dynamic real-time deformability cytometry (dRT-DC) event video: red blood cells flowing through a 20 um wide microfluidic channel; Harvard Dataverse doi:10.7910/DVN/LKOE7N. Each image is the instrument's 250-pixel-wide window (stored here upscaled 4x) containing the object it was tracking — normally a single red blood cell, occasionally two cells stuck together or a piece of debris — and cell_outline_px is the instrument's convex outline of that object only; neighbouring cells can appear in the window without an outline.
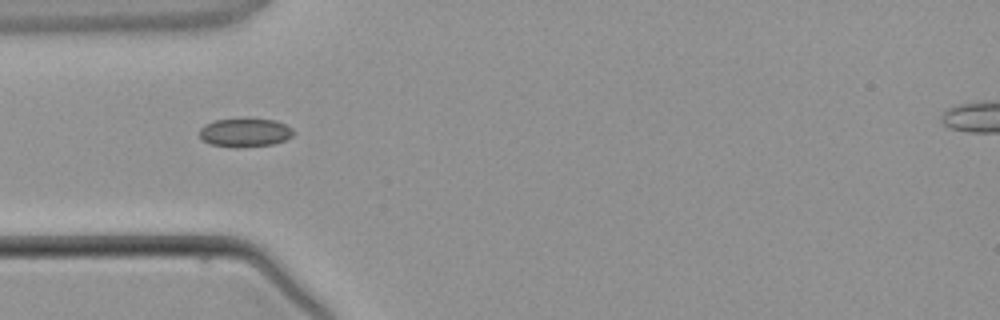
{"species": "common noctule bat (a hibernating species)", "species_latin": "Nyctalus noctula", "temperature_condition": "warm", "stored_images_in_passage": 5, "camera_frame_rate_fps": 3000, "um_per_image_px": 0.085, "animal": {"sex": "male", "body_mass_g": 21.5, "forearm_length_mm": 52.0}, "frame": {"image": 1, "passage_image": 5, "time_ms": 5.0, "image_size_px": [1000, 320], "cell_outline_px": [[296, 132], [292, 136], [284, 140], [272, 144], [236, 148], [208, 144], [200, 136], [200, 128], [204, 124], [212, 120], [272, 120], [284, 124], [292, 128]], "centroid_in_image_um": [20.8, 11.29], "position_along_channel_um": 64.2, "area_um2": 15.43}}